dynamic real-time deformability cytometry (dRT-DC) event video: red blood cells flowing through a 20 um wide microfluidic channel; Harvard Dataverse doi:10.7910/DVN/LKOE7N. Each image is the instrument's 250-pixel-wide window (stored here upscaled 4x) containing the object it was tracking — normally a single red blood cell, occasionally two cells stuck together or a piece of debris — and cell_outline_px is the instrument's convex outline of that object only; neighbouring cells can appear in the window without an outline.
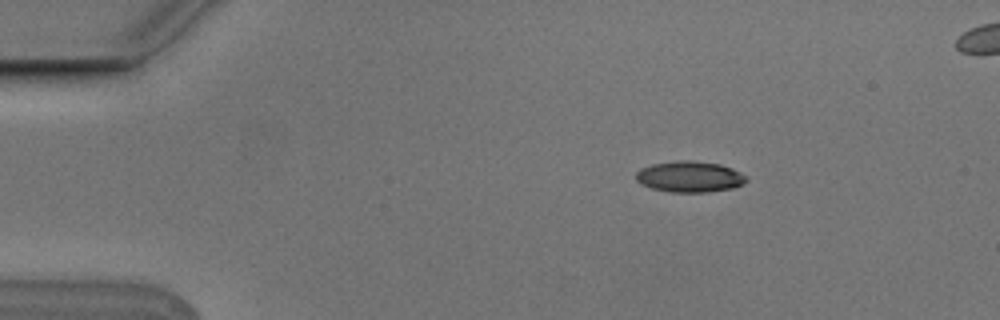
{"species": "Egyptian fruit bat (a non-hibernating species)", "species_latin": "Rousettus aegyptiacus", "temperature_condition": "cold", "stored_images_in_passage": 5, "camera_frame_rate_fps": 3000, "um_per_image_px": 0.085, "animal": {"sex": "male"}, "frame": {"image": 1, "passage_image": 3, "time_ms": 0.667, "image_size_px": [1000, 320], "cell_outline_px": [[748, 180], [744, 184], [732, 188], [708, 192], [672, 192], [652, 188], [640, 184], [636, 180], [636, 172], [640, 168], [652, 164], [676, 160], [696, 160], [720, 164], [732, 168], [740, 172]], "centroid_in_image_um": [58.61, 15.01], "position_along_channel_um": 26.4, "area_um2": 20.11}}